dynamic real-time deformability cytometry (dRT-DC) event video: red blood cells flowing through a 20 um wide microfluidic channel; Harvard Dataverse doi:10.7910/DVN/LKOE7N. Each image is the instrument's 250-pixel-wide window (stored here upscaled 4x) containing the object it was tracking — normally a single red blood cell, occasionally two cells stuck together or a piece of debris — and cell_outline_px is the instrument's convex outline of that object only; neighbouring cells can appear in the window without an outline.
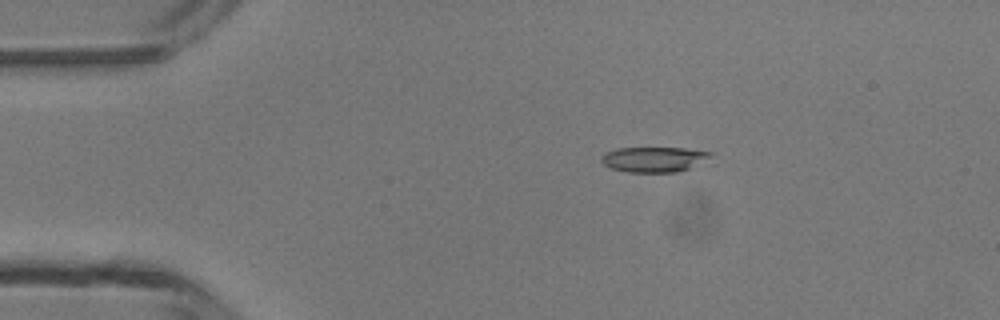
{"species": "common noctule bat (a hibernating species)", "species_latin": "Nyctalus noctula", "temperature_condition": "room temperature", "stored_images_in_passage": 6, "camera_frame_rate_fps": 3000, "um_per_image_px": 0.085, "animal": {"sex": "male", "body_mass_g": 13.3}, "frame": {"image": 1, "passage_image": 3, "time_ms": 2.333, "image_size_px": [1000, 320], "cell_outline_px": [[712, 152], [708, 156], [688, 168], [676, 172], [628, 172], [612, 168], [604, 164], [600, 160], [600, 156], [604, 152], [616, 148], [684, 148]], "centroid_in_image_um": [55.45, 13.53], "position_along_channel_um": 29.5, "area_um2": 15.66}}
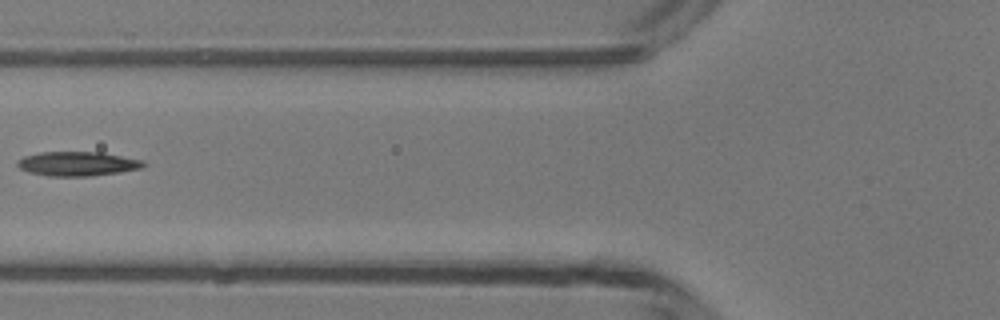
{"frame": {"image": 2, "passage_image": 6, "time_ms": 5.667, "image_size_px": [1000, 320], "cell_outline_px": [[148, 164], [144, 168], [120, 172], [92, 176], [48, 176], [28, 172], [20, 168], [16, 164], [16, 160], [24, 156], [40, 152], [100, 152], [144, 160]], "centroid_in_image_um": [6.61, 13.92], "position_along_channel_um": 119.2, "area_um2": 18.09}}